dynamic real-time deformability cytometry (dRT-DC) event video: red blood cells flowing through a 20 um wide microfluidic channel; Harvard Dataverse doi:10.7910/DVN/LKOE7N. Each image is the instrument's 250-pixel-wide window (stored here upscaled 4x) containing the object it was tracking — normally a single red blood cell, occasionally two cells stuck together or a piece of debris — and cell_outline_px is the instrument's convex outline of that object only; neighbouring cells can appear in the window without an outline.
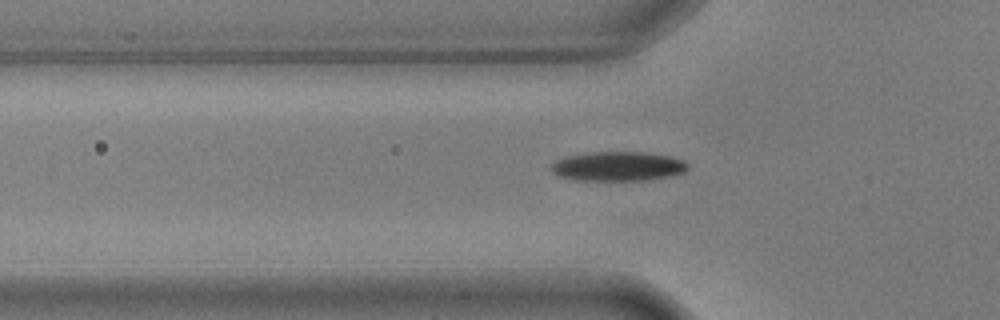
{"species": "common noctule bat (a hibernating species)", "species_latin": "Nyctalus noctula", "temperature_condition": "warm", "stored_images_in_passage": 40, "camera_frame_rate_fps": 3000, "um_per_image_px": 0.085, "animal": {"sex": "male", "body_mass_g": 17.9, "forearm_length_mm": 54.2}, "frame": {"image": 1, "passage_image": 5, "time_ms": 1.333, "image_size_px": [1000, 320], "cell_outline_px": [[688, 168], [684, 172], [668, 176], [644, 180], [576, 180], [556, 176], [548, 168], [556, 160], [564, 156], [588, 152], [644, 152], [668, 156], [684, 160], [688, 164]], "centroid_in_image_um": [52.45, 14.13], "position_along_channel_um": 73.3, "area_um2": 23.52}}
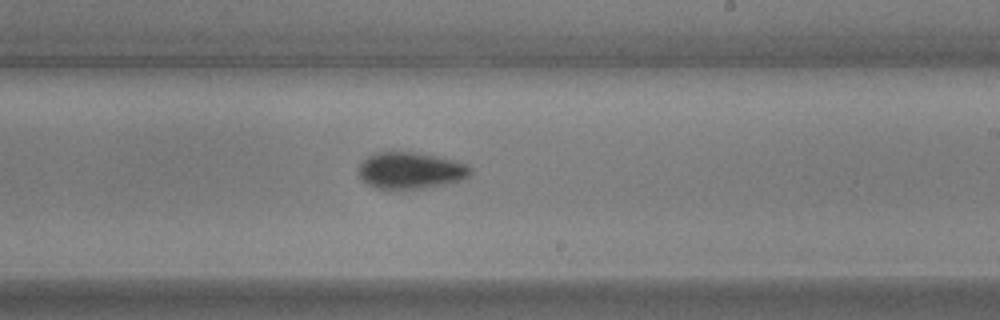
{"frame": {"image": 2, "passage_image": 20, "time_ms": 6.333, "image_size_px": [1000, 320], "cell_outline_px": [[472, 172], [468, 176], [460, 180], [444, 184], [424, 188], [388, 192], [376, 188], [360, 180], [356, 172], [360, 164], [368, 156], [376, 152], [412, 152], [436, 156], [468, 164], [472, 168]], "centroid_in_image_um": [34.83, 14.53], "position_along_channel_um": 254.2, "area_um2": 24.45}}
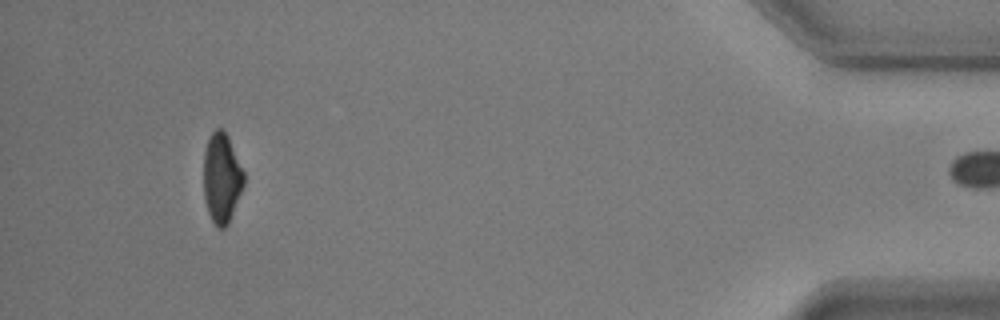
{"frame": {"image": 3, "passage_image": 39, "time_ms": 12.667, "image_size_px": [1000, 320], "cell_outline_px": [[244, 184], [228, 224], [224, 228], [216, 228], [208, 212], [204, 196], [204, 152], [208, 140], [212, 132], [216, 128], [220, 128], [228, 136], [244, 172]], "centroid_in_image_um": [18.84, 15.14], "position_along_channel_um": 416.4, "area_um2": 20.87}}